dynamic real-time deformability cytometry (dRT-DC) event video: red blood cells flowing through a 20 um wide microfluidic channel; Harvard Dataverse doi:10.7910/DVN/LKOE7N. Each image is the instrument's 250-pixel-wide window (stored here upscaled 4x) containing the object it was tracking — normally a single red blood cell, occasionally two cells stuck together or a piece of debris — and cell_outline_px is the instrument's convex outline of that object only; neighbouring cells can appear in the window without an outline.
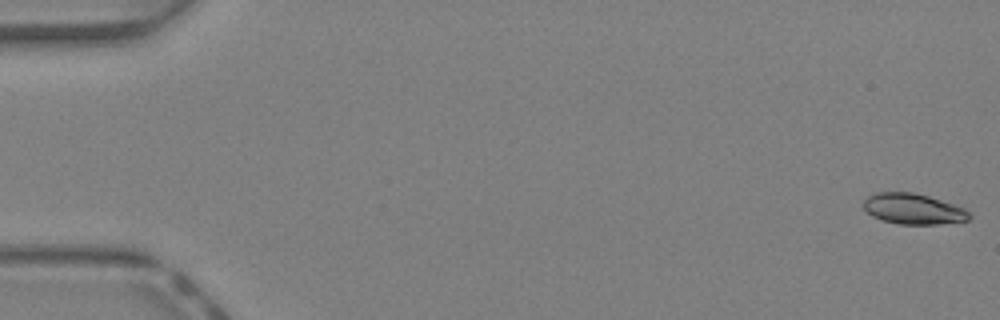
{"species": "Egyptian fruit bat (a non-hibernating species)", "species_latin": "Rousettus aegyptiacus", "temperature_condition": "warm", "stored_images_in_passage": 12, "camera_frame_rate_fps": 3000, "um_per_image_px": 0.085, "animal": {"sex": "female"}, "frame": {"image": 1, "passage_image": 1, "time_ms": 0.0, "image_size_px": [1000, 320], "cell_outline_px": [[972, 216], [968, 220], [936, 224], [900, 224], [880, 220], [872, 216], [864, 208], [864, 200], [868, 196], [876, 192], [912, 192], [928, 196], [964, 208]], "centroid_in_image_um": [77.6, 17.76], "position_along_channel_um": 7.4, "area_um2": 18.73}}